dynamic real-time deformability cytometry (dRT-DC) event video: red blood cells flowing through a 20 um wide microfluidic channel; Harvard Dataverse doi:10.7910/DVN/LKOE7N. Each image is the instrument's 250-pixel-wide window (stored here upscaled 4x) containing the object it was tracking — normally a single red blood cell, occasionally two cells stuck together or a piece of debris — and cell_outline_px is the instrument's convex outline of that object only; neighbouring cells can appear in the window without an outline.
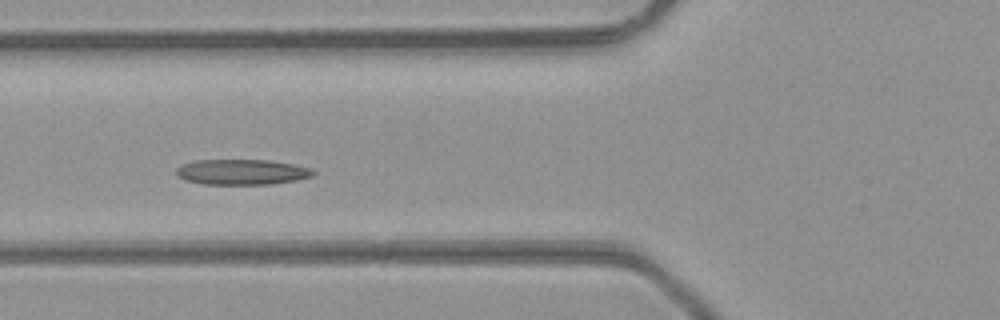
{"species": "common noctule bat (a hibernating species)", "species_latin": "Nyctalus noctula", "temperature_condition": "room temperature", "stored_images_in_passage": 4, "camera_frame_rate_fps": 3000, "um_per_image_px": 0.085, "animal": {"sex": "male", "body_mass_g": 23.1, "forearm_length_mm": 52.7}, "frame": {"image": 1, "passage_image": 4, "time_ms": 1.0, "image_size_px": [1000, 320], "cell_outline_px": [[316, 172], [312, 176], [296, 180], [272, 184], [204, 184], [184, 180], [176, 176], [176, 168], [180, 164], [196, 160], [268, 160], [292, 164], [312, 168]], "centroid_in_image_um": [20.52, 14.62], "position_along_channel_um": 105.3, "area_um2": 20.4}}